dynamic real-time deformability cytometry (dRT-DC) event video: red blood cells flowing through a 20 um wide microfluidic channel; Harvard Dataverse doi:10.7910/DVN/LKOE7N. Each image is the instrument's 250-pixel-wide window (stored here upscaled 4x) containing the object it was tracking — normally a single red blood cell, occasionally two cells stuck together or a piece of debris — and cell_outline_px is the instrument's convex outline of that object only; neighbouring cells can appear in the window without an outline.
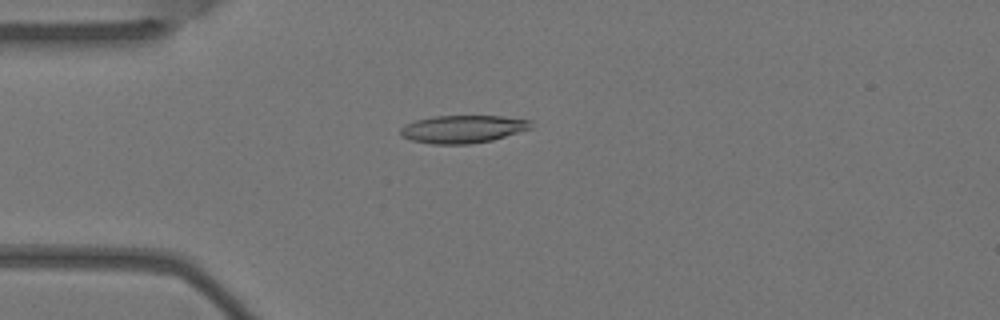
{"species": "Egyptian fruit bat (a non-hibernating species)", "species_latin": "Rousettus aegyptiacus", "temperature_condition": "warm", "stored_images_in_passage": 6, "camera_frame_rate_fps": 3000, "um_per_image_px": 0.085, "animal": {"sex": "female"}, "frame": {"image": 1, "passage_image": 4, "time_ms": 1.0, "image_size_px": [1000, 320], "cell_outline_px": [[532, 128], [492, 140], [468, 144], [432, 144], [412, 140], [400, 136], [400, 128], [404, 124], [416, 120], [432, 116], [504, 116], [532, 120]], "centroid_in_image_um": [39.33, 10.96], "position_along_channel_um": 45.7, "area_um2": 21.21}}
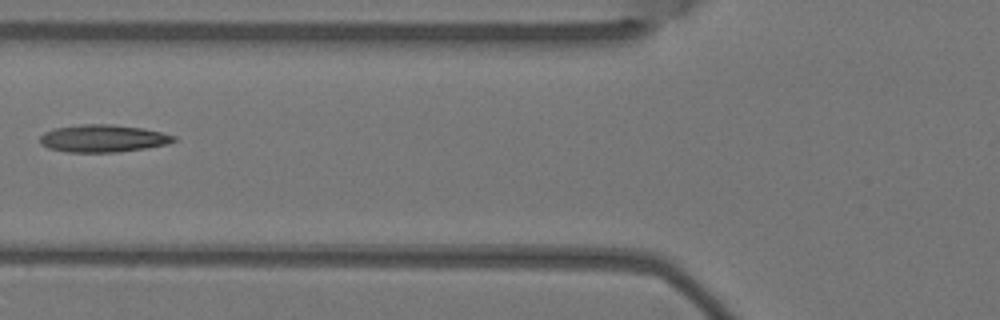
{"frame": {"image": 2, "passage_image": 6, "time_ms": 1.667, "image_size_px": [1000, 320], "cell_outline_px": [[176, 140], [168, 144], [148, 148], [120, 152], [68, 152], [48, 148], [40, 144], [40, 136], [44, 132], [56, 128], [80, 124], [112, 124], [144, 128], [176, 136]], "centroid_in_image_um": [8.77, 11.77], "position_along_channel_um": 117.0, "area_um2": 21.56}}